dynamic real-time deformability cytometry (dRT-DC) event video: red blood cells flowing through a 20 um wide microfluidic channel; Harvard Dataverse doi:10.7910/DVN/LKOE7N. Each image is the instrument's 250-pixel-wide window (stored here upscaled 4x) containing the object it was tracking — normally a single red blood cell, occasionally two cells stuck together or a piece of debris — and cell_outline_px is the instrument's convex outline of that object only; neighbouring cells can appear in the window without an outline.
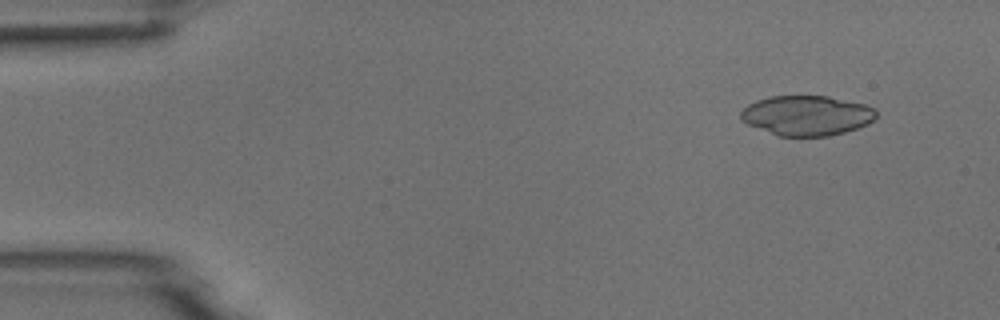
{"species": "common noctule bat (a hibernating species)", "species_latin": "Nyctalus noctula", "temperature_condition": "room temperature", "stored_images_in_passage": 5, "camera_frame_rate_fps": 3000, "um_per_image_px": 0.085, "animal": {"sex": "male", "body_mass_g": 18.8}, "frame": {"image": 1, "passage_image": 2, "time_ms": 1.333, "image_size_px": [1000, 320], "cell_outline_px": [[876, 116], [868, 124], [844, 132], [828, 136], [776, 136], [748, 124], [740, 120], [740, 112], [748, 104], [756, 100], [768, 96], [828, 96], [864, 104], [876, 108]], "centroid_in_image_um": [68.55, 9.81], "position_along_channel_um": 16.5, "area_um2": 31.62}}